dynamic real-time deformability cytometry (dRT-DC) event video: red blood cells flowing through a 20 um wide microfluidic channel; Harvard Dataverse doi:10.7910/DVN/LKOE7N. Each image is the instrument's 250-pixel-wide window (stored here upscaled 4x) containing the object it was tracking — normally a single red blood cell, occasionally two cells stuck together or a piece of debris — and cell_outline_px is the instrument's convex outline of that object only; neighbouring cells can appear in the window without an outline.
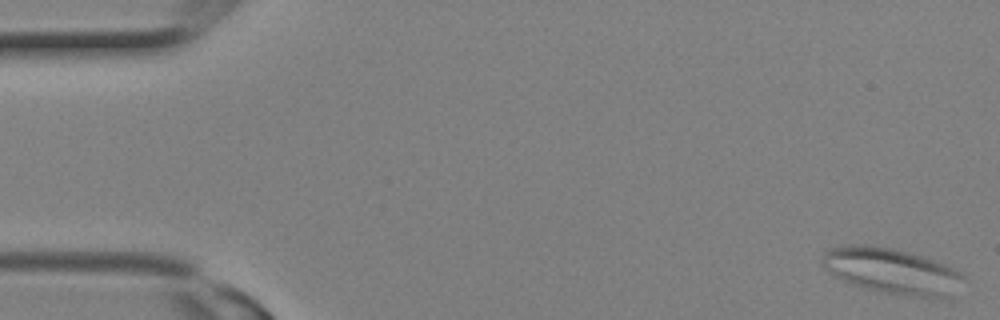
{"species": "Egyptian fruit bat (a non-hibernating species)", "species_latin": "Rousettus aegyptiacus", "temperature_condition": "room temperature", "stored_images_in_passage": 3, "camera_frame_rate_fps": 3000, "um_per_image_px": 0.085, "animal": {"sex": "female"}, "frame": {"image": 1, "passage_image": 1, "time_ms": 0.0, "image_size_px": [1000, 320], "cell_outline_px": [[964, 276], [952, 300], [940, 300], [908, 296], [884, 292], [852, 284], [828, 272], [824, 268], [820, 260], [824, 252], [828, 248], [848, 244], [872, 244], [892, 248], [908, 252], [944, 264], [960, 272]], "centroid_in_image_um": [75.83, 23.05], "position_along_channel_um": 9.2, "area_um2": 38.15}}